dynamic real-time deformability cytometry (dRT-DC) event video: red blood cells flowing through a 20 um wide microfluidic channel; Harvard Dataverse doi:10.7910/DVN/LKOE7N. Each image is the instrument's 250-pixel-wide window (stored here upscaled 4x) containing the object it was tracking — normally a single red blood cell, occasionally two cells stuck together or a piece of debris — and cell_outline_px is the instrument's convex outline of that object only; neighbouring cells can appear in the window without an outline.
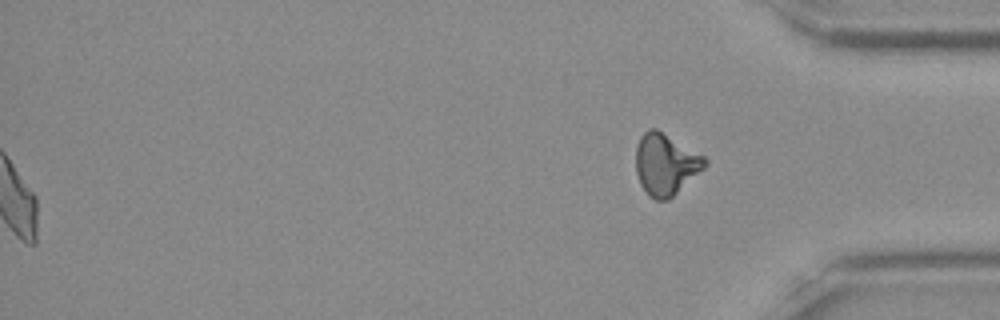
{"species": "Egyptian fruit bat (a non-hibernating species)", "species_latin": "Rousettus aegyptiacus", "temperature_condition": "room temperature", "stored_images_in_passage": 54, "segment_of_instrument_passage": [2, 2], "camera_frame_rate_fps": 3000, "um_per_image_px": 0.085, "frame": {"image": 1, "passage_image": 54, "time_ms": 17.667, "image_size_px": [1000, 320], "cell_outline_px": [[708, 164], [704, 168], [668, 200], [656, 200], [648, 196], [640, 184], [636, 172], [636, 144], [640, 136], [648, 128], [656, 128], [704, 156], [708, 160]], "centroid_in_image_um": [56.55, 13.95], "position_along_channel_um": 378.6, "area_um2": 24.68}}